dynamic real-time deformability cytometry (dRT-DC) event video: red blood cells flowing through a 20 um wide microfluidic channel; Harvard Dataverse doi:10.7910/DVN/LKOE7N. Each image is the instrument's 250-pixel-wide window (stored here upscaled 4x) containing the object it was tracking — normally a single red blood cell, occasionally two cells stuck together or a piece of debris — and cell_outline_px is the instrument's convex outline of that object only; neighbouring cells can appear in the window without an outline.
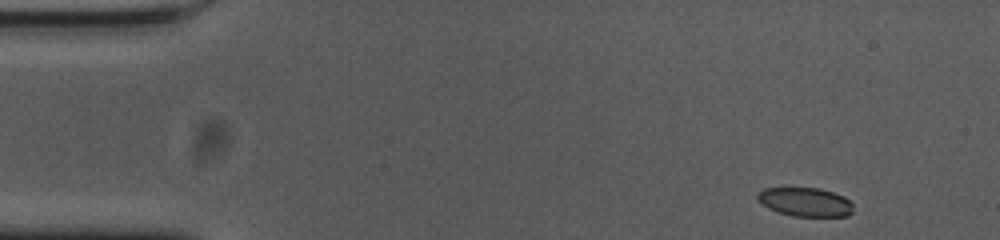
{"species": "common noctule bat (a hibernating species)", "species_latin": "Nyctalus noctula", "temperature_condition": "cold", "stored_images_in_passage": 51, "camera_frame_rate_fps": 3000, "um_per_image_px": 0.085, "animal": {"sex": "female", "body_mass_g": 23.0, "forearm_length_mm": 53.4}, "frame": {"image": 1, "passage_image": 1, "time_ms": 0.0, "image_size_px": [1000, 240], "cell_outline_px": [[852, 212], [848, 216], [792, 216], [776, 212], [768, 208], [756, 196], [764, 188], [820, 188], [844, 196], [852, 204]], "centroid_in_image_um": [68.46, 17.17], "position_along_channel_um": 16.5, "area_um2": 15.95}}
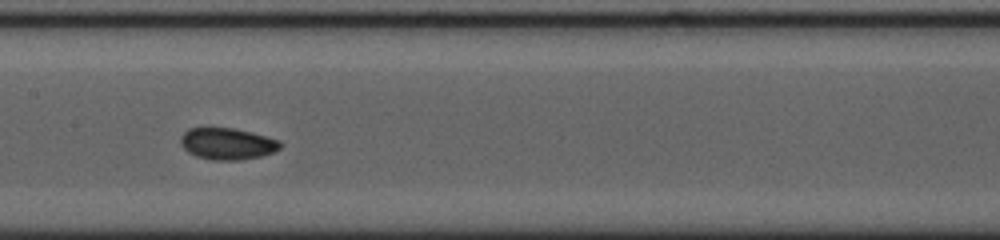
{"frame": {"image": 2, "passage_image": 23, "time_ms": 7.333, "image_size_px": [1000, 240], "cell_outline_px": [[280, 148], [272, 152], [260, 156], [240, 160], [212, 160], [196, 156], [188, 152], [180, 144], [180, 136], [188, 128], [232, 128], [252, 132], [280, 140]], "centroid_in_image_um": [19.29, 12.21], "position_along_channel_um": 188.1, "area_um2": 18.32}}
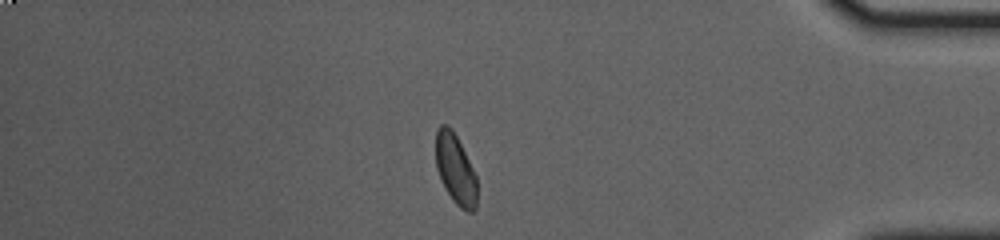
{"frame": {"image": 3, "passage_image": 43, "time_ms": 14.0, "image_size_px": [1000, 240], "cell_outline_px": [[476, 208], [472, 212], [468, 212], [460, 208], [452, 200], [444, 188], [440, 180], [436, 168], [436, 128], [440, 124], [448, 124], [452, 128], [476, 176]], "centroid_in_image_um": [38.68, 14.38], "position_along_channel_um": 396.5, "area_um2": 16.88}, "authors_computed_cell_mechanics": {"area_um2": 17.4556, "velocity_mm_per_s": 3.6694, "shape_relaxation_time_tau1_ms": 3.6657, "shape_relaxation_time_tau2_ms": 2.39, "deformation_change_tau1": 0.088, "deformation_change_tau2": 0.0535}}